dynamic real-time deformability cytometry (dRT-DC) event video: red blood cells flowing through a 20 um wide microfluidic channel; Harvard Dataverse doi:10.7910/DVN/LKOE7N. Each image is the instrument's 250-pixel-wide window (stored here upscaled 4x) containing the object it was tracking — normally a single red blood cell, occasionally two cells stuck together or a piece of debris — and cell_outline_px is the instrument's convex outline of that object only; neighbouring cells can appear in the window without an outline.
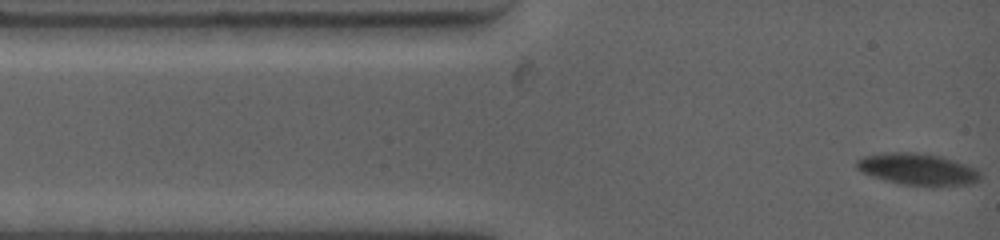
{"species": "common noctule bat (a hibernating species)", "species_latin": "Nyctalus noctula", "temperature_condition": "warm", "stored_images_in_passage": 40, "camera_frame_rate_fps": 4500, "um_per_image_px": 0.085, "animal": {"sex": "female", "body_mass_g": 19.0, "forearm_length_mm": 53.3}, "frame": {"image": 1, "passage_image": 1, "time_ms": 0.0, "image_size_px": [1000, 240], "cell_outline_px": [[980, 180], [968, 184], [932, 188], [928, 188], [900, 184], [872, 176], [860, 172], [856, 168], [856, 160], [864, 156], [888, 152], [916, 152], [940, 156], [956, 160], [976, 168], [980, 172]], "centroid_in_image_um": [78.02, 14.41], "position_along_channel_um": 7.0, "area_um2": 23.47}}
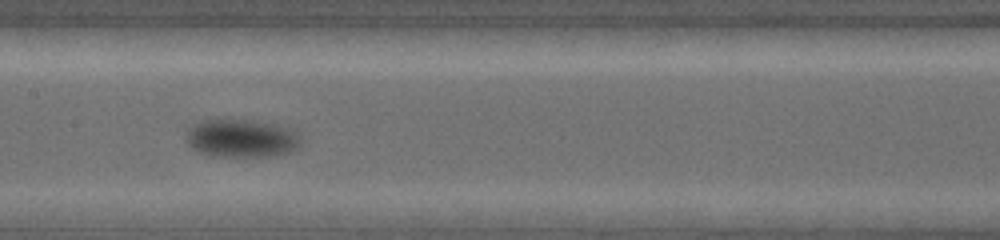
{"frame": {"image": 2, "passage_image": 17, "time_ms": 6.222, "image_size_px": [1000, 240], "cell_outline_px": [[300, 144], [296, 148], [288, 152], [268, 156], [216, 156], [200, 152], [192, 148], [188, 144], [184, 136], [188, 128], [200, 120], [212, 116], [252, 120], [276, 124], [292, 128], [296, 132], [300, 140]], "centroid_in_image_um": [20.45, 11.69], "position_along_channel_um": 187.0, "area_um2": 26.18}}
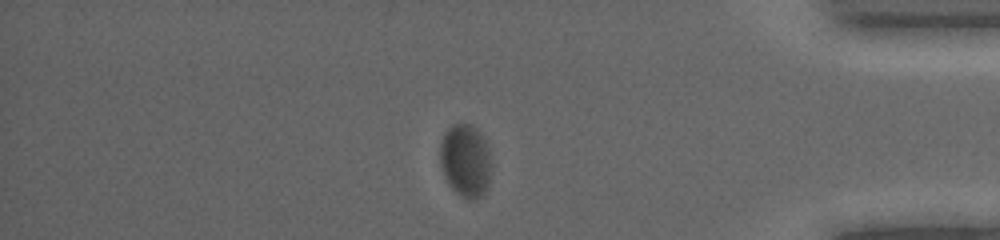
{"frame": {"image": 3, "passage_image": 35, "time_ms": 12.889, "image_size_px": [1000, 240], "cell_outline_px": [[488, 184], [484, 192], [476, 200], [468, 200], [456, 192], [448, 184], [444, 176], [440, 164], [440, 144], [444, 132], [452, 124], [472, 124], [484, 136], [488, 148]], "centroid_in_image_um": [39.52, 13.63], "position_along_channel_um": 395.7, "area_um2": 21.62}, "authors_computed_cell_mechanics": {"area_um2": 23.987, "velocity_mm_per_s": 3.621, "shape_relaxation_time_tau1_ms": 2.6722, "shape_relaxation_time_tau2_ms": null, "deformation_change_tau1": 0.1113, "deformation_change_tau2": null}}